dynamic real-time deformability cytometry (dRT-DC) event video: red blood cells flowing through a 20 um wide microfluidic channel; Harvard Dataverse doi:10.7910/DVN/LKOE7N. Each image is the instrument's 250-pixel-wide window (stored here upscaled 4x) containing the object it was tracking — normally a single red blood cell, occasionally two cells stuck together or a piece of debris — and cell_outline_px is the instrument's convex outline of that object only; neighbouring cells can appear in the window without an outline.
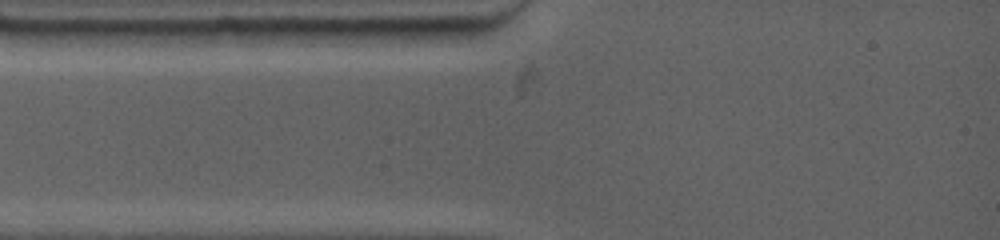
{"species": "common noctule bat (a hibernating species)", "species_latin": "Nyctalus noctula", "temperature_condition": "warm", "stored_images_in_passage": 4, "camera_frame_rate_fps": 4500, "um_per_image_px": 0.085, "animal": {"sex": "female", "body_mass_g": 19.0, "forearm_length_mm": 53.3}, "frame": {"image": 1, "passage_image": 2, "time_ms": 0.222, "image_size_px": [1000, 240], "cell_outline_px": [[392, 28], [384, 44], [260, 44], [252, 32], [260, 28]], "centroid_in_image_um": [27.37, 3.05], "position_along_channel_um": 57.6, "area_um2": 15.26}}